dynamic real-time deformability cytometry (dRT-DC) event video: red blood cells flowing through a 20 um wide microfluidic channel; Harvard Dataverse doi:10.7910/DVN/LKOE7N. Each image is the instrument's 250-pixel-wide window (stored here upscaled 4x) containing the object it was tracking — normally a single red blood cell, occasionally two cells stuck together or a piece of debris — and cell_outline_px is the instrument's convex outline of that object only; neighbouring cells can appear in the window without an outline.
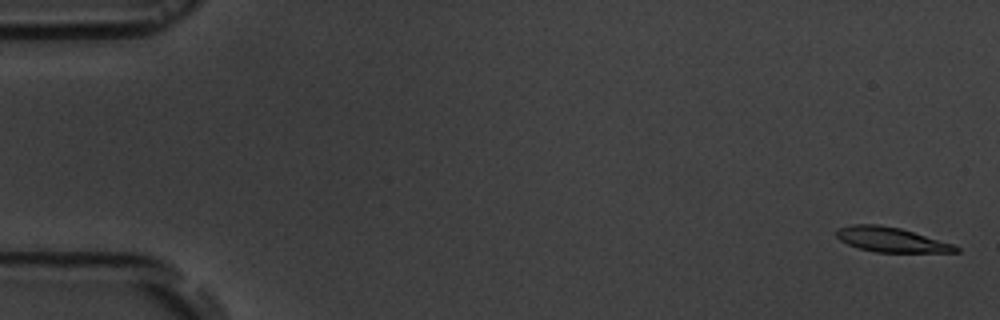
{"species": "common noctule bat (a hibernating species)", "species_latin": "Nyctalus noctula", "temperature_condition": "room temperature", "stored_images_in_passage": 5, "camera_frame_rate_fps": 3000, "um_per_image_px": 0.085, "animal": {"sex": "male", "body_mass_g": 19.5, "forearm_length_mm": 54.6}, "frame": {"image": 1, "passage_image": 1, "time_ms": 0.0, "image_size_px": [1000, 320], "cell_outline_px": [[960, 252], [876, 252], [860, 248], [848, 244], [840, 240], [836, 236], [836, 228], [852, 224], [880, 224], [900, 228], [956, 244], [960, 248]], "centroid_in_image_um": [75.78, 20.36], "position_along_channel_um": 9.2, "area_um2": 17.34}}
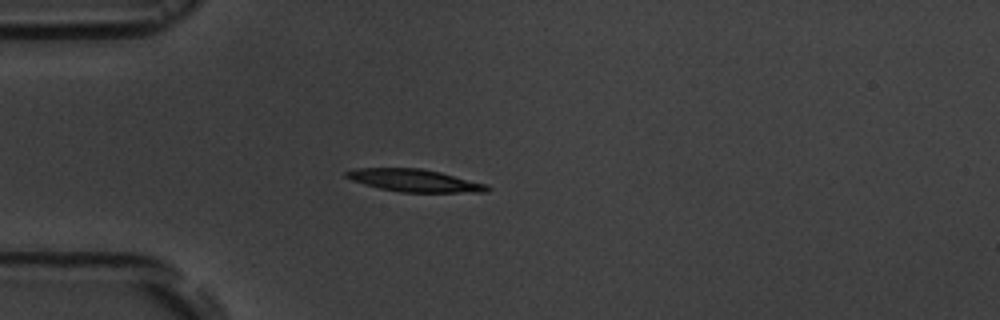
{"frame": {"image": 2, "passage_image": 5, "time_ms": 4.667, "image_size_px": [1000, 320], "cell_outline_px": [[492, 188], [488, 192], [400, 192], [380, 188], [364, 184], [352, 180], [344, 176], [344, 172], [356, 168], [420, 168], [440, 172], [488, 184]], "centroid_in_image_um": [35.26, 15.34], "position_along_channel_um": 49.7, "area_um2": 18.5}}